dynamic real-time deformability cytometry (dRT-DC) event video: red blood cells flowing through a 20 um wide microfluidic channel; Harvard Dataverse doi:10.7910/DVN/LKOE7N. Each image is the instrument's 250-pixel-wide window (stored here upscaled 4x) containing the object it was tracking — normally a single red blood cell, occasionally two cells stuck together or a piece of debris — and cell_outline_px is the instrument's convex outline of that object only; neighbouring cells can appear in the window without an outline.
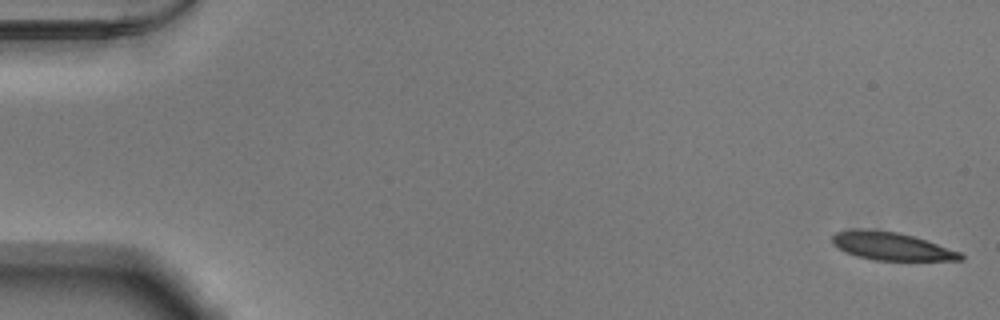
{"species": "Egyptian fruit bat (a non-hibernating species)", "species_latin": "Rousettus aegyptiacus", "temperature_condition": "warm", "stored_images_in_passage": 52, "camera_frame_rate_fps": 3000, "um_per_image_px": 0.085, "animal": {"sex": "male"}, "frame": {"image": 1, "passage_image": 1, "time_ms": 0.0, "image_size_px": [1000, 320], "cell_outline_px": [[964, 260], [872, 260], [856, 256], [844, 252], [832, 244], [832, 236], [836, 232], [852, 228], [872, 228], [896, 232], [912, 236], [960, 252], [964, 256]], "centroid_in_image_um": [75.68, 20.91], "position_along_channel_um": 9.3, "area_um2": 20.98}}
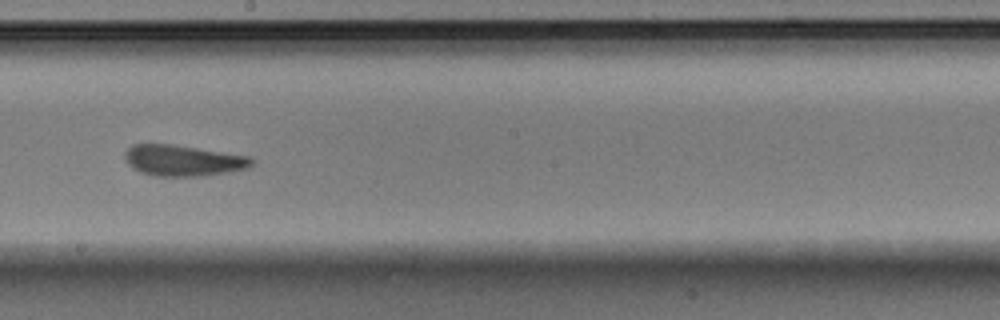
{"frame": {"image": 2, "passage_image": 30, "time_ms": 9.667, "image_size_px": [1000, 320], "cell_outline_px": [[256, 160], [248, 168], [228, 172], [204, 176], [152, 176], [140, 172], [132, 168], [128, 164], [124, 156], [124, 152], [132, 144], [172, 144], [252, 156]], "centroid_in_image_um": [15.58, 13.64], "position_along_channel_um": 232.6, "area_um2": 23.24}}
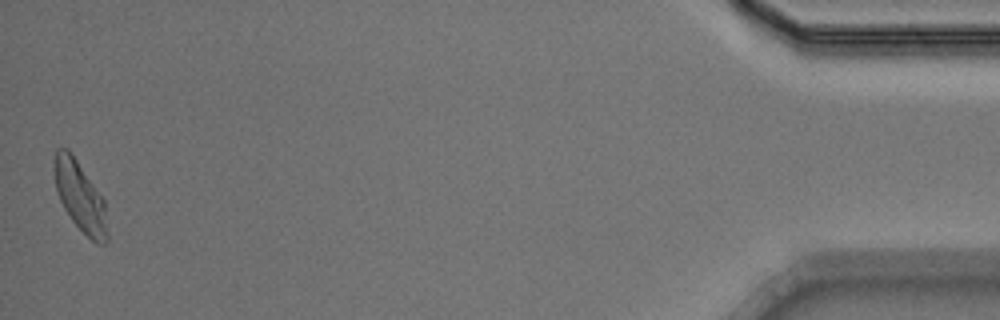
{"frame": {"image": 3, "passage_image": 52, "time_ms": 17.0, "image_size_px": [1000, 320], "cell_outline_px": [[108, 240], [104, 244], [96, 244], [72, 220], [64, 208], [60, 200], [56, 188], [56, 148], [68, 148], [104, 200], [108, 232]], "centroid_in_image_um": [6.85, 16.76], "position_along_channel_um": 428.4, "area_um2": 20.87}, "authors_computed_cell_mechanics": {"area_um2": 22.253, "velocity_mm_per_s": 3.8676, "shape_relaxation_time_tau1_ms": 10.4679, "shape_relaxation_time_tau2_ms": 2.8913, "deformation_change_tau1": 0.2529, "deformation_change_tau2": 0.1176}}